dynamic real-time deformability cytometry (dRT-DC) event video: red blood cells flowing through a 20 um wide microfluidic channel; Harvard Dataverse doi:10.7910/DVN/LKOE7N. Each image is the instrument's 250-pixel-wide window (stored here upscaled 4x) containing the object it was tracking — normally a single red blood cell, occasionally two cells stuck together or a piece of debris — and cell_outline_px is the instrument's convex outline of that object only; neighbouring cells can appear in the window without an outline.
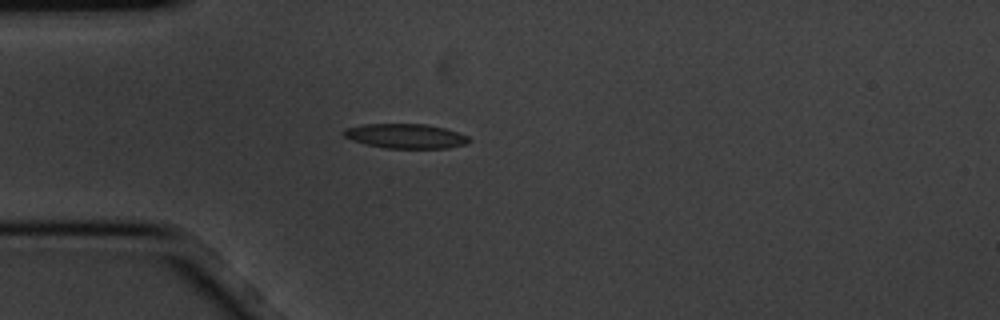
{"species": "common noctule bat (a hibernating species)", "species_latin": "Nyctalus noctula", "temperature_condition": "cold", "stored_images_in_passage": 3, "camera_frame_rate_fps": 3000, "um_per_image_px": 0.085, "animal": {"sex": "male", "body_mass_g": 20.1, "forearm_length_mm": 53.5}, "frame": {"image": 1, "passage_image": 3, "time_ms": 0.667, "image_size_px": [1000, 320], "cell_outline_px": [[472, 140], [464, 144], [448, 148], [384, 148], [352, 140], [344, 136], [344, 128], [364, 124], [424, 124], [444, 128], [468, 136]], "centroid_in_image_um": [34.48, 11.56], "position_along_channel_um": 50.5, "area_um2": 17.74}}